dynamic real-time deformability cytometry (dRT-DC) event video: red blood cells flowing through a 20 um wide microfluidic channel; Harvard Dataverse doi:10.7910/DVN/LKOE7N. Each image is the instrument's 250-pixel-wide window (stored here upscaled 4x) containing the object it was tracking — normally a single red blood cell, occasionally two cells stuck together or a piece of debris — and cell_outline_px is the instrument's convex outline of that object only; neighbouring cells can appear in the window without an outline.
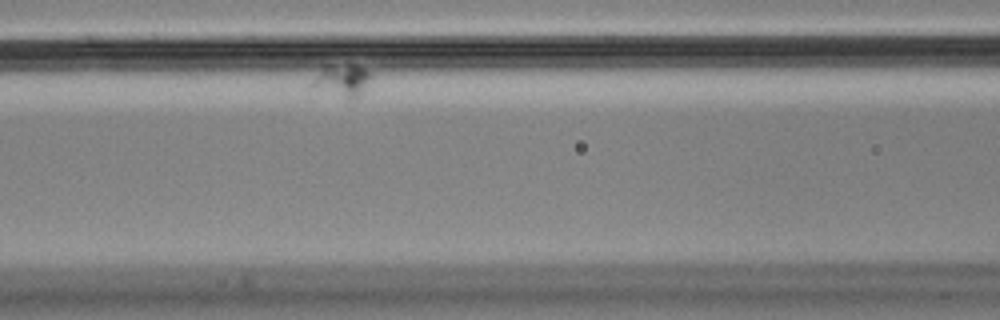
{"species": "Egyptian fruit bat (a non-hibernating species)", "species_latin": "Rousettus aegyptiacus", "temperature_condition": "cold", "stored_images_in_passage": 47, "camera_frame_rate_fps": 3000, "um_per_image_px": 0.085, "animal": {"sex": "male"}, "frame": {"image": 1, "passage_image": 13, "time_ms": 4.0, "image_size_px": [1000, 320], "cell_outline_px": [[372, 80], [368, 88], [360, 96], [348, 100], [308, 88], [308, 84], [324, 64], [356, 64], [372, 72]], "centroid_in_image_um": [29.06, 6.85], "position_along_channel_um": 137.5, "area_um2": 12.2}}
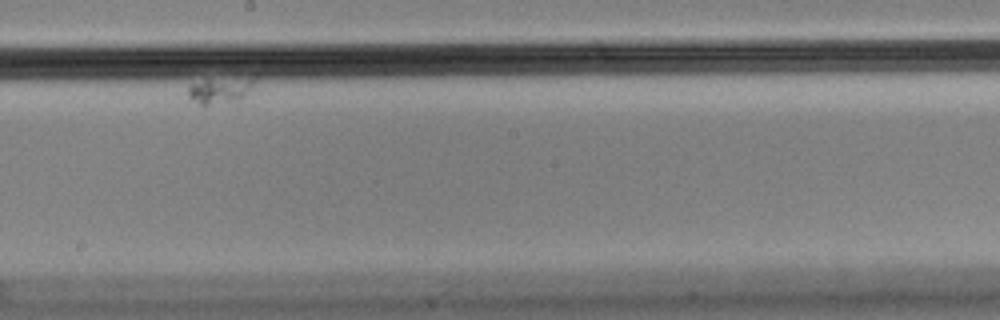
{"frame": {"image": 2, "passage_image": 28, "time_ms": 9.0, "image_size_px": [1000, 320], "cell_outline_px": [[256, 80], [244, 96], [204, 108], [192, 100], [188, 96], [188, 88], [192, 84], [204, 80], [252, 76], [256, 76]], "centroid_in_image_um": [18.68, 7.67], "position_along_channel_um": 229.5, "area_um2": 10.12}}
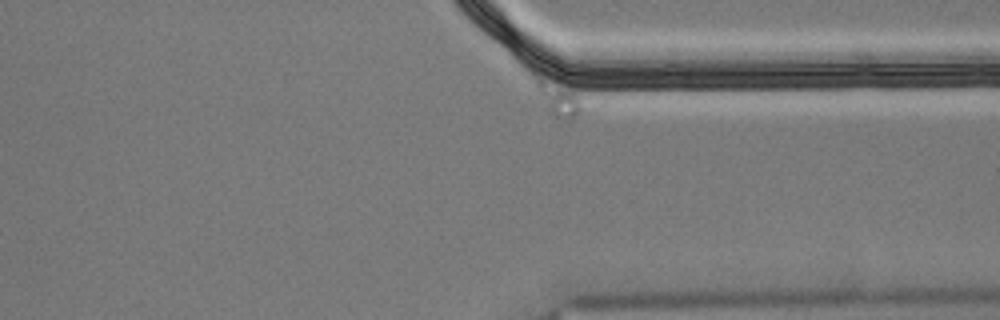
{"frame": {"image": 3, "passage_image": 46, "time_ms": 15.0, "image_size_px": [1000, 320], "cell_outline_px": [[588, 112], [572, 120], [564, 120], [548, 112], [544, 108], [536, 96], [532, 88], [532, 76], [544, 72], [572, 92]], "centroid_in_image_um": [47.32, 8.32], "position_along_channel_um": 364.1, "area_um2": 10.69}}